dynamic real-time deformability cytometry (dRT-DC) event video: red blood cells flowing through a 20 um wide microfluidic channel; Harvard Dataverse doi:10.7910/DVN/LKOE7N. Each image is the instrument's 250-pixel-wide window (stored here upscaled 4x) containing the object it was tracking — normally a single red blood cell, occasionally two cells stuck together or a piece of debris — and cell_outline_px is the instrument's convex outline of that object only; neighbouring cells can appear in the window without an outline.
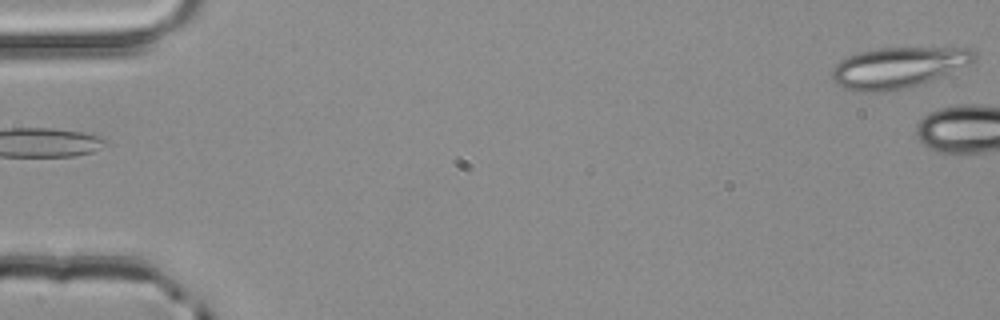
{"species": "common noctule bat (a hibernating species)", "species_latin": "Nyctalus noctula", "temperature_condition": "room temperature", "stored_images_in_passage": 4, "camera_frame_rate_fps": 3000, "um_per_image_px": 0.085, "animal": {"sex": "male", "body_mass_g": 20.4}, "frame": {"image": 1, "passage_image": 4, "time_ms": 1.0, "image_size_px": [1000, 320], "cell_outline_px": [[976, 56], [968, 64], [908, 88], [884, 92], [856, 92], [844, 88], [836, 84], [832, 80], [832, 68], [840, 60], [848, 56], [860, 52], [876, 48], [972, 48], [976, 52]], "centroid_in_image_um": [76.25, 5.74], "position_along_channel_um": 8.7, "area_um2": 33.52}}